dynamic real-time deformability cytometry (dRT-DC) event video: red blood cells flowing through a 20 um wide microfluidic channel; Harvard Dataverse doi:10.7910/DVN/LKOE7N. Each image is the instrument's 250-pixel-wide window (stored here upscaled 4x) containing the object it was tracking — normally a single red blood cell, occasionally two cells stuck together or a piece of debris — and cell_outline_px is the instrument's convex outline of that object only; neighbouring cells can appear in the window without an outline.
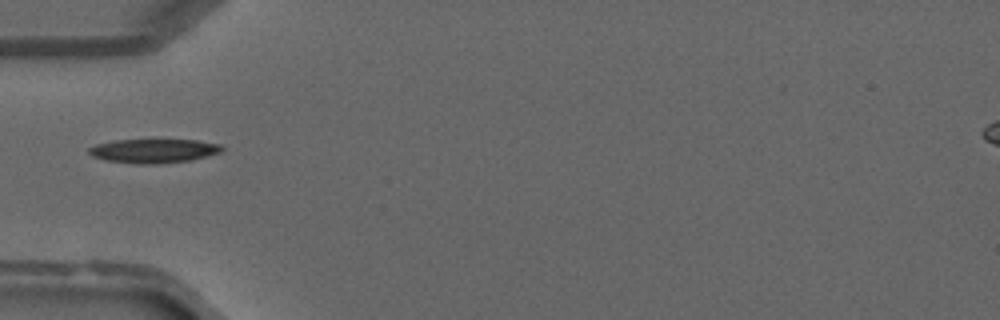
{"species": "common noctule bat (a hibernating species)", "species_latin": "Nyctalus noctula", "temperature_condition": "warm", "stored_images_in_passage": 29, "camera_frame_rate_fps": 3000, "um_per_image_px": 0.085, "animal": {"sex": "male", "forearm_length_mm": 52.5}, "frame": {"image": 1, "passage_image": 6, "time_ms": 1.667, "image_size_px": [1000, 320], "cell_outline_px": [[224, 148], [220, 152], [208, 156], [192, 160], [160, 164], [136, 164], [104, 160], [92, 156], [88, 152], [88, 148], [96, 144], [116, 140], [196, 140], [220, 144]], "centroid_in_image_um": [13.06, 12.83], "position_along_channel_um": 71.9, "area_um2": 18.73}}
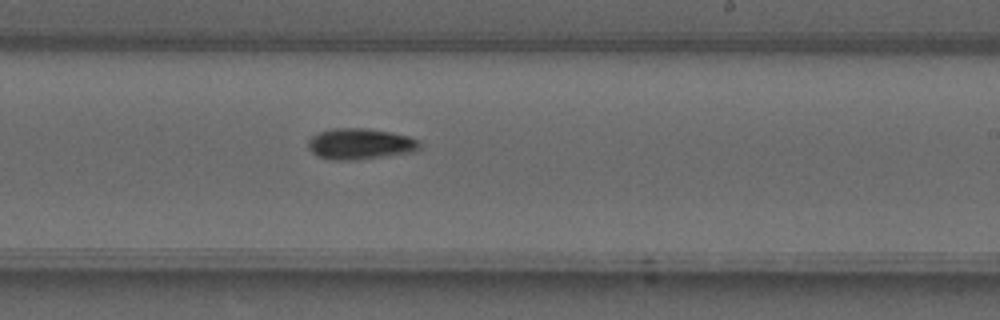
{"frame": {"image": 2, "passage_image": 17, "time_ms": 5.333, "image_size_px": [1000, 320], "cell_outline_px": [[420, 148], [416, 152], [352, 160], [332, 160], [320, 156], [312, 152], [308, 148], [308, 140], [312, 136], [320, 132], [332, 128], [364, 128], [392, 132], [408, 136], [420, 140]], "centroid_in_image_um": [30.64, 12.23], "position_along_channel_um": 258.4, "area_um2": 20.17}}
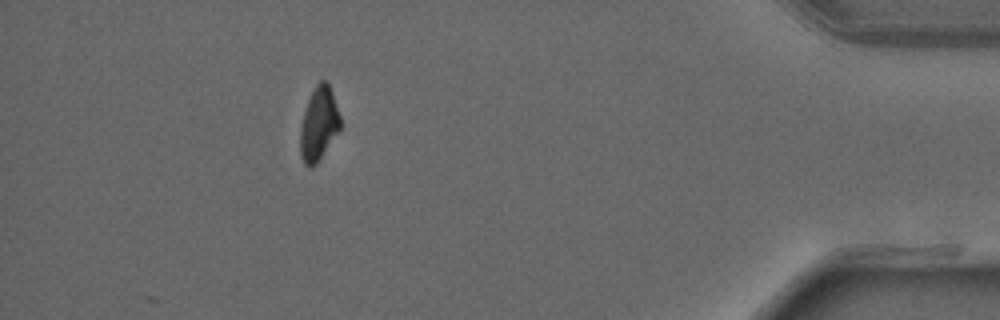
{"frame": {"image": 3, "passage_image": 29, "time_ms": 9.333, "image_size_px": [1000, 320], "cell_outline_px": [[340, 128], [316, 164], [312, 168], [308, 168], [304, 164], [300, 156], [300, 128], [304, 112], [308, 100], [316, 84], [320, 80], [328, 80], [340, 116]], "centroid_in_image_um": [27.08, 10.53], "position_along_channel_um": 408.1, "area_um2": 17.05}}